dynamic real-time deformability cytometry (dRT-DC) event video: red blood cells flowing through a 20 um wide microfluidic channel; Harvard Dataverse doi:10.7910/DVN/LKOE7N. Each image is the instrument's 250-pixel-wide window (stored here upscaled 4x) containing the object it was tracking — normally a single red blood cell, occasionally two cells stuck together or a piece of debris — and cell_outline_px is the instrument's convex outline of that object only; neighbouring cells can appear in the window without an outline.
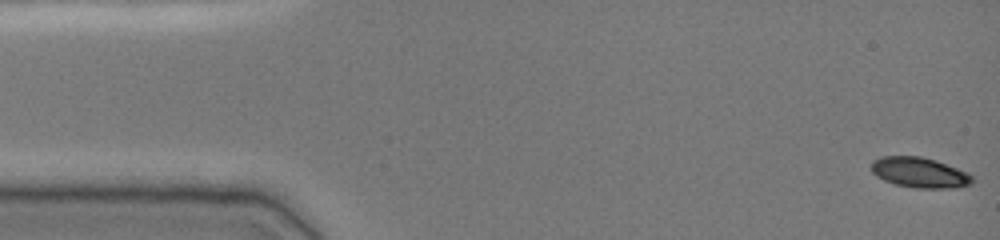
{"species": "common noctule bat (a hibernating species)", "species_latin": "Nyctalus noctula", "temperature_condition": "cold", "stored_images_in_passage": 50, "camera_frame_rate_fps": 3000, "um_per_image_px": 0.085, "animal": {"sex": "female", "body_mass_g": 19.0, "forearm_length_mm": 51.5}, "frame": {"image": 1, "passage_image": 1, "time_ms": 0.0, "image_size_px": [1000, 240], "cell_outline_px": [[976, 180], [972, 184], [952, 188], [916, 188], [896, 184], [884, 180], [876, 176], [872, 172], [872, 160], [880, 156], [920, 156], [936, 160], [968, 172]], "centroid_in_image_um": [78.19, 14.66], "position_along_channel_um": 6.8, "area_um2": 17.98}}
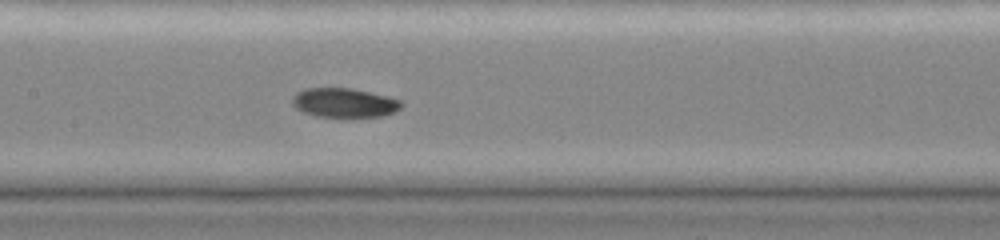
{"frame": {"image": 2, "passage_image": 24, "time_ms": 7.667, "image_size_px": [1000, 240], "cell_outline_px": [[404, 104], [396, 112], [384, 116], [316, 116], [304, 112], [296, 108], [292, 104], [292, 96], [296, 92], [304, 88], [352, 88], [388, 96], [400, 100]], "centroid_in_image_um": [29.27, 8.72], "position_along_channel_um": 178.1, "area_um2": 18.61}}
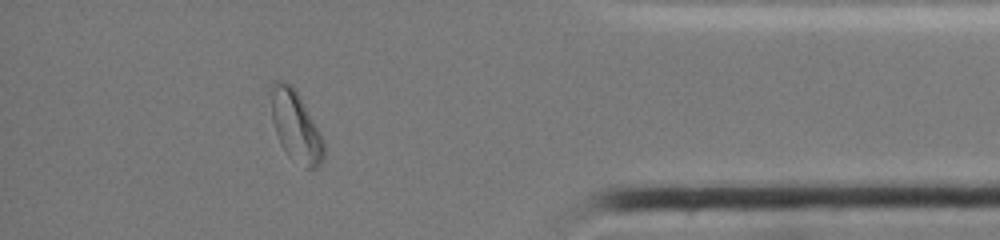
{"frame": {"image": 3, "passage_image": 44, "time_ms": 14.333, "image_size_px": [1000, 240], "cell_outline_px": [[324, 160], [316, 168], [304, 168], [288, 156], [280, 144], [276, 136], [272, 120], [268, 92], [268, 88], [276, 80], [284, 80], [292, 84], [320, 132], [324, 140]], "centroid_in_image_um": [25.09, 10.71], "position_along_channel_um": 410.1, "area_um2": 22.25}, "authors_computed_cell_mechanics": {"area_um2": 18.9584, "velocity_mm_per_s": 3.8109, "shape_relaxation_time_tau1_ms": 5.258, "shape_relaxation_time_tau2_ms": null, "deformation_change_tau1": 0.1291, "deformation_change_tau2": null}}